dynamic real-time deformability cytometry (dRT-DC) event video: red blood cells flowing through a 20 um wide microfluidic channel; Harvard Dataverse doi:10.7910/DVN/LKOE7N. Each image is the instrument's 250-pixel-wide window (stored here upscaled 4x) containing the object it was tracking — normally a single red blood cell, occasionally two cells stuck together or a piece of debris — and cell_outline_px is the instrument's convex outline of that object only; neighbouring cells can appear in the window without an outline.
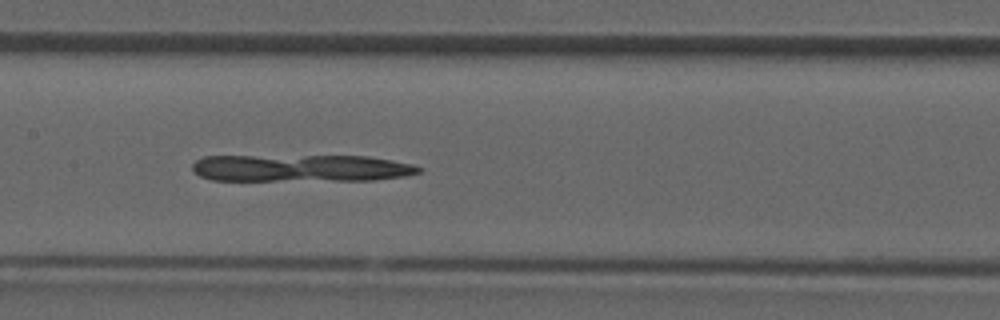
{"species": "common noctule bat (a hibernating species)", "species_latin": "Nyctalus noctula", "temperature_condition": "room temperature", "stored_images_in_passage": 17, "camera_frame_rate_fps": 3000, "um_per_image_px": 0.085, "animal": {"sex": "male", "forearm_length_mm": 52.5}, "frame": {"image": 1, "passage_image": 17, "time_ms": 5.333, "image_size_px": [1000, 320], "cell_outline_px": [[424, 168], [420, 172], [408, 176], [376, 180], [212, 180], [200, 176], [192, 172], [192, 164], [196, 160], [204, 156], [368, 156], [392, 160], [412, 164]], "centroid_in_image_um": [25.6, 14.29], "position_along_channel_um": 181.8, "area_um2": 36.07}}